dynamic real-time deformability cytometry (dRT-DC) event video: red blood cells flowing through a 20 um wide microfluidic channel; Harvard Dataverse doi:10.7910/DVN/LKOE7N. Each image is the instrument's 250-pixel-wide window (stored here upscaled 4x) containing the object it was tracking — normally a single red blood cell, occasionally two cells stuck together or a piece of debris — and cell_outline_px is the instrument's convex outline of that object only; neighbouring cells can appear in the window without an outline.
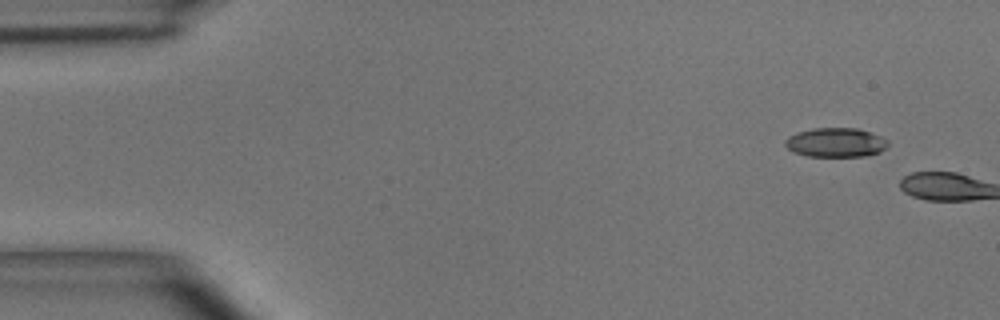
{"species": "common noctule bat (a hibernating species)", "species_latin": "Nyctalus noctula", "temperature_condition": "room temperature", "stored_images_in_passage": 2, "camera_frame_rate_fps": 3000, "um_per_image_px": 0.085, "animal": {"sex": "male", "body_mass_g": 15.6}, "frame": {"image": 1, "passage_image": 1, "time_ms": 0.0, "image_size_px": [1000, 320], "cell_outline_px": [[888, 144], [880, 152], [864, 156], [808, 156], [792, 152], [784, 144], [784, 140], [788, 136], [796, 132], [812, 128], [856, 128], [880, 136], [888, 140]], "centroid_in_image_um": [70.99, 12.11], "position_along_channel_um": 14.0, "area_um2": 17.51}}